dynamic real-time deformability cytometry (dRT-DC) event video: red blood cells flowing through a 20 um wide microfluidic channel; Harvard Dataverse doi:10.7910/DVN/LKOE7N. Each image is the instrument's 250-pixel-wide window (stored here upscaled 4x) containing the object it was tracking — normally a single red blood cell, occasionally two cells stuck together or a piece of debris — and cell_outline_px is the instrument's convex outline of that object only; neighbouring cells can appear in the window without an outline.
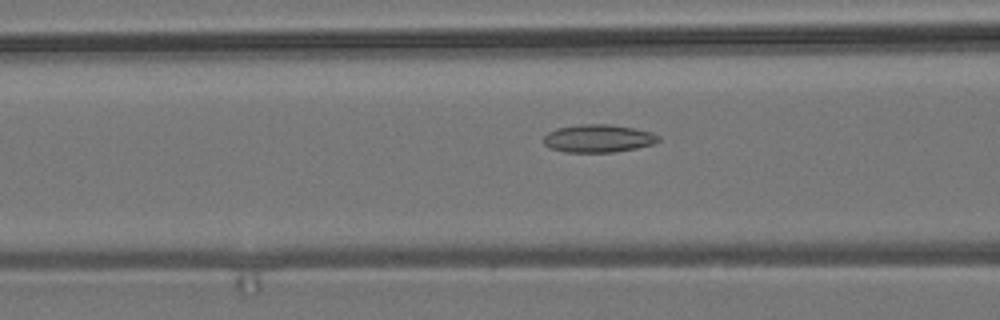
{"species": "common noctule bat (a hibernating species)", "species_latin": "Nyctalus noctula", "temperature_condition": "room temperature", "stored_images_in_passage": 54, "camera_frame_rate_fps": 3000, "um_per_image_px": 0.085, "animal": {"sex": "male", "body_mass_g": 19.2, "forearm_length_mm": 51.8}, "frame": {"image": 1, "passage_image": 21, "time_ms": 6.667, "image_size_px": [1000, 320], "cell_outline_px": [[660, 140], [652, 144], [636, 148], [612, 152], [564, 152], [552, 148], [544, 144], [544, 136], [548, 132], [556, 128], [580, 124], [608, 124], [632, 128], [652, 132], [660, 136]], "centroid_in_image_um": [50.84, 11.76], "position_along_channel_um": 115.8, "area_um2": 18.55}}
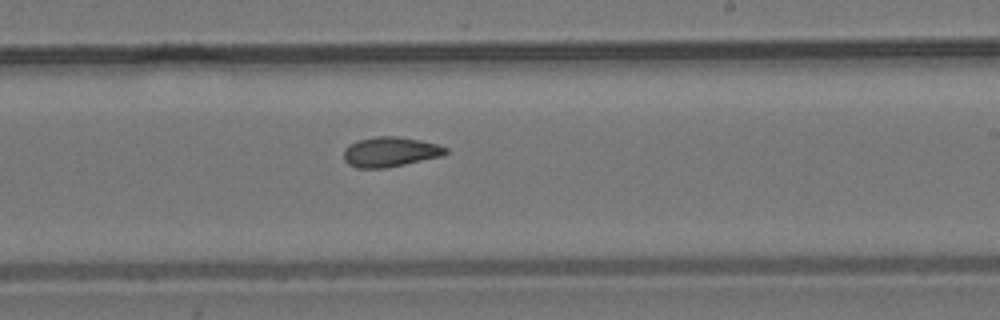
{"frame": {"image": 2, "passage_image": 32, "time_ms": 10.333, "image_size_px": [1000, 320], "cell_outline_px": [[448, 152], [444, 156], [384, 168], [356, 168], [348, 164], [344, 160], [344, 148], [348, 144], [356, 140], [376, 136], [396, 136], [420, 140], [436, 144], [448, 148]], "centroid_in_image_um": [33.15, 12.9], "position_along_channel_um": 255.9, "area_um2": 17.92}}
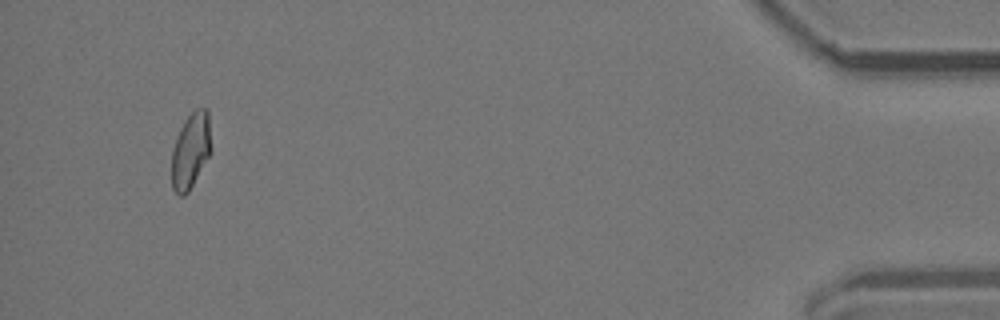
{"frame": {"image": 3, "passage_image": 51, "time_ms": 16.667, "image_size_px": [1000, 320], "cell_outline_px": [[212, 152], [188, 192], [184, 196], [180, 196], [172, 188], [172, 148], [180, 128], [184, 120], [196, 108], [208, 108], [212, 148]], "centroid_in_image_um": [16.23, 12.78], "position_along_channel_um": 419.0, "area_um2": 17.69}, "authors_computed_cell_mechanics": {"area_um2": 17.8891, "velocity_mm_per_s": 3.8173, "shape_relaxation_time_tau1_ms": null, "shape_relaxation_time_tau2_ms": 3.6096, "deformation_change_tau1": null, "deformation_change_tau2": 0.0858}}